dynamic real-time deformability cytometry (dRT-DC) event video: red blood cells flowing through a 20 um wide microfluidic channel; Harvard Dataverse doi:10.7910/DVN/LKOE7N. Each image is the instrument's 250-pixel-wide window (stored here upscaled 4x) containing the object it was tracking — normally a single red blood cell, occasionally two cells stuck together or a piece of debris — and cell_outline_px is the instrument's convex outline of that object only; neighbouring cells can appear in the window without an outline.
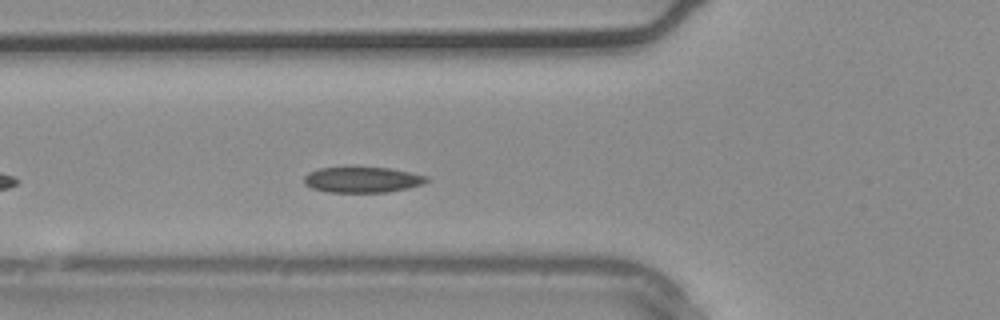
{"species": "common noctule bat (a hibernating species)", "species_latin": "Nyctalus noctula", "temperature_condition": "warm", "stored_images_in_passage": 23, "camera_frame_rate_fps": 3000, "um_per_image_px": 0.085, "animal": {"sex": "male", "body_mass_g": 20.4}, "frame": {"image": 1, "passage_image": 4, "time_ms": 1.0, "image_size_px": [1000, 320], "cell_outline_px": [[428, 180], [424, 184], [388, 192], [328, 192], [312, 188], [304, 184], [304, 176], [308, 172], [320, 168], [344, 164], [348, 164], [392, 168], [428, 176]], "centroid_in_image_um": [30.75, 15.22], "position_along_channel_um": 95.0, "area_um2": 19.31}}